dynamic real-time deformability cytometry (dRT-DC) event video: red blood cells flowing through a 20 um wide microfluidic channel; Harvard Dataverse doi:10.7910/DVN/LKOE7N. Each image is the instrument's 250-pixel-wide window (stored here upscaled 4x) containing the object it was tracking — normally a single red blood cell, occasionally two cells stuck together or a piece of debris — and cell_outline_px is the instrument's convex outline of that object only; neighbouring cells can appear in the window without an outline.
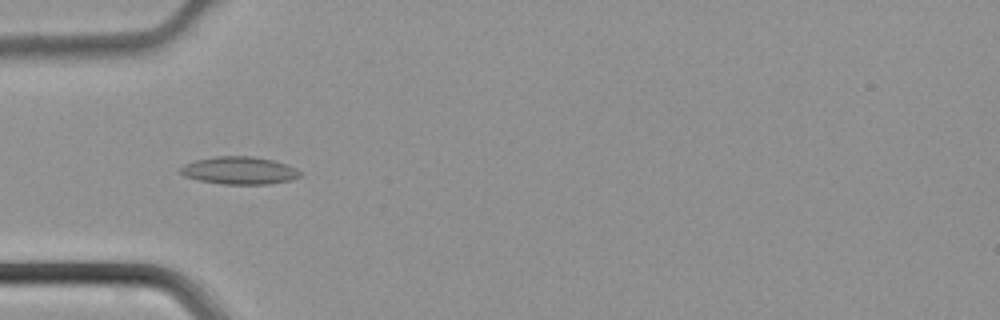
{"species": "common noctule bat (a hibernating species)", "species_latin": "Nyctalus noctula", "temperature_condition": "cold", "stored_images_in_passage": 39, "camera_frame_rate_fps": 3000, "um_per_image_px": 0.085, "animal": {"sex": "male", "body_mass_g": 21.5, "forearm_length_mm": 52.0}, "frame": {"image": 1, "passage_image": 8, "time_ms": 2.333, "image_size_px": [1000, 320], "cell_outline_px": [[300, 176], [292, 180], [268, 184], [224, 184], [200, 180], [184, 176], [180, 172], [180, 168], [184, 164], [196, 160], [216, 156], [248, 156], [272, 160], [296, 168], [300, 172]], "centroid_in_image_um": [20.33, 14.49], "position_along_channel_um": 64.7, "area_um2": 19.02}}
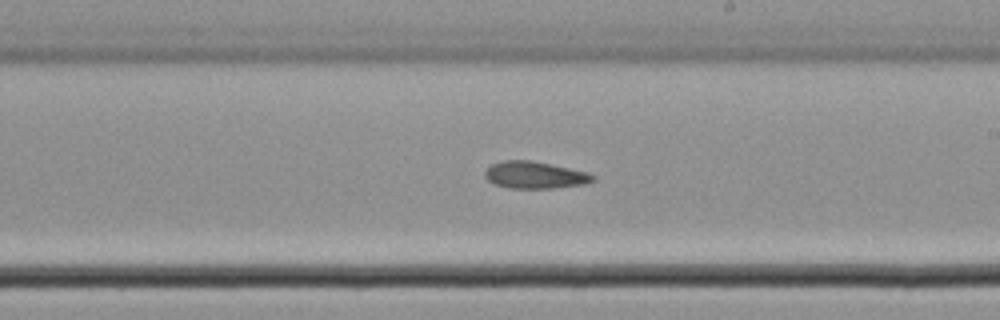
{"frame": {"image": 2, "passage_image": 20, "time_ms": 6.333, "image_size_px": [1000, 320], "cell_outline_px": [[596, 180], [584, 184], [552, 188], [508, 188], [496, 184], [488, 180], [484, 176], [484, 172], [492, 164], [504, 160], [532, 160], [552, 164], [588, 172], [596, 176]], "centroid_in_image_um": [45.49, 14.87], "position_along_channel_um": 243.5, "area_um2": 17.05}}
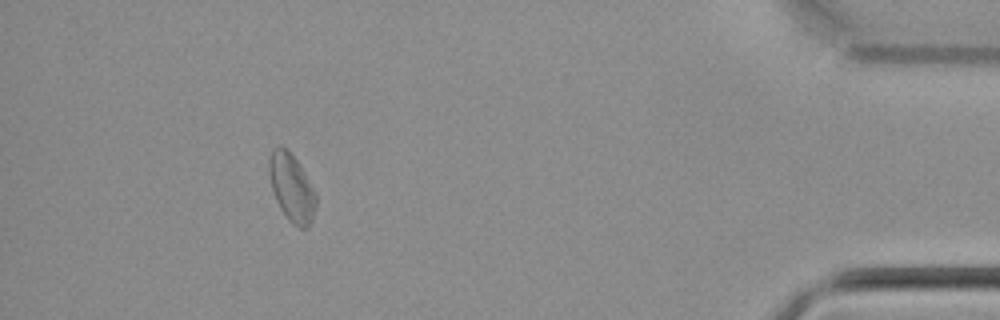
{"frame": {"image": 3, "passage_image": 35, "time_ms": 11.333, "image_size_px": [1000, 320], "cell_outline_px": [[316, 208], [312, 220], [308, 228], [300, 228], [292, 224], [280, 208], [276, 200], [272, 188], [268, 172], [268, 160], [272, 152], [276, 148], [288, 148], [304, 172], [316, 192]], "centroid_in_image_um": [24.8, 15.99], "position_along_channel_um": 410.4, "area_um2": 18.38}}